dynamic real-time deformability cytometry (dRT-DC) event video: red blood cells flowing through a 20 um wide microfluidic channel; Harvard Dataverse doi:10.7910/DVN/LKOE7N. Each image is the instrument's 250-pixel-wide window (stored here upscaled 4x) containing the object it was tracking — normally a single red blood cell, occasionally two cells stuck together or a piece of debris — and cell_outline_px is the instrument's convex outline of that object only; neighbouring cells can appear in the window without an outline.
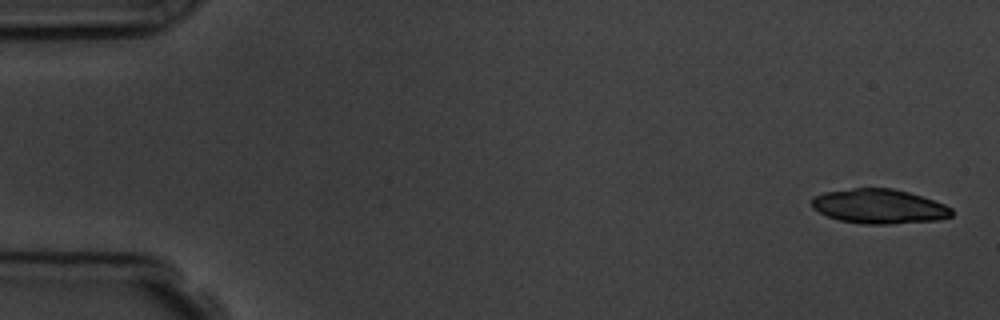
{"species": "common noctule bat (a hibernating species)", "species_latin": "Nyctalus noctula", "temperature_condition": "room temperature", "stored_images_in_passage": 4, "camera_frame_rate_fps": 3000, "um_per_image_px": 0.085, "animal": {"sex": "male", "body_mass_g": 19.5, "forearm_length_mm": 54.6}, "frame": {"image": 1, "passage_image": 1, "time_ms": 0.0, "image_size_px": [1000, 320], "cell_outline_px": [[952, 216], [940, 220], [888, 224], [864, 224], [840, 220], [828, 216], [812, 208], [812, 196], [824, 192], [852, 188], [892, 188], [908, 192], [944, 204], [952, 208]], "centroid_in_image_um": [74.72, 17.54], "position_along_channel_um": 10.3, "area_um2": 28.09}}